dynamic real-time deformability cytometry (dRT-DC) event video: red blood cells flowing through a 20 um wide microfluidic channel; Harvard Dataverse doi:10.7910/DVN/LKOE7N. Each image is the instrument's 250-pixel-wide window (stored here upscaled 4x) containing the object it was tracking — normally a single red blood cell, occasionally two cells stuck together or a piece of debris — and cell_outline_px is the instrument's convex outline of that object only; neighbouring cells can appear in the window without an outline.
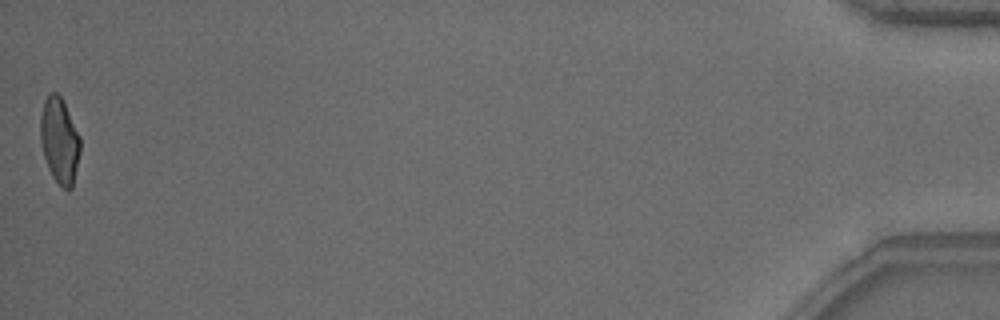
{"species": "common noctule bat (a hibernating species)", "species_latin": "Nyctalus noctula", "temperature_condition": "warm", "stored_images_in_passage": 40, "camera_frame_rate_fps": 3000, "um_per_image_px": 0.085, "animal": {"sex": "male", "body_mass_g": 18.8}, "frame": {"image": 1, "passage_image": 40, "time_ms": 13.0, "image_size_px": [1000, 320], "cell_outline_px": [[80, 152], [72, 188], [68, 192], [52, 176], [48, 168], [44, 156], [40, 140], [40, 116], [44, 100], [48, 92], [56, 92], [60, 96], [80, 136]], "centroid_in_image_um": [5.05, 11.94], "position_along_channel_um": 430.2, "area_um2": 19.83}, "authors_computed_cell_mechanics": {"area_um2": 20.6635, "velocity_mm_per_s": 3.8657, "shape_relaxation_time_tau1_ms": 5.4732, "shape_relaxation_time_tau2_ms": 1.2655, "deformation_change_tau1": 0.1689, "deformation_change_tau2": 0.0755}}